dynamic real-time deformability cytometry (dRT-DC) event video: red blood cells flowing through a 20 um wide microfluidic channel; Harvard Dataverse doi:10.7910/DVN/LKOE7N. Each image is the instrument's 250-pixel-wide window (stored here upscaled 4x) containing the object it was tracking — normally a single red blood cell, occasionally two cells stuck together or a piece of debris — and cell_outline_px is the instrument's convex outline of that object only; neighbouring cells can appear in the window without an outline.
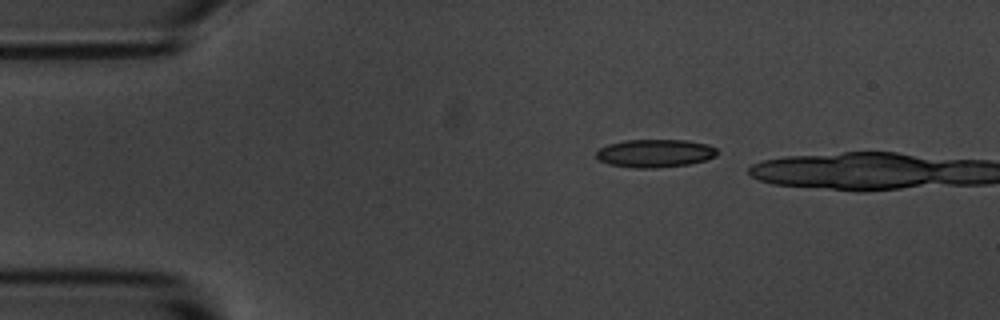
{"species": "common noctule bat (a hibernating species)", "species_latin": "Nyctalus noctula", "temperature_condition": "room temperature", "stored_images_in_passage": 2, "camera_frame_rate_fps": 3000, "um_per_image_px": 0.085, "animal": {"sex": "male", "body_mass_g": 20.1, "forearm_length_mm": 53.5}, "frame": {"image": 1, "passage_image": 1, "time_ms": 0.0, "image_size_px": [1000, 320], "cell_outline_px": [[720, 152], [716, 156], [708, 160], [688, 164], [656, 168], [632, 168], [608, 164], [600, 160], [596, 156], [596, 152], [600, 148], [608, 144], [624, 140], [688, 140], [708, 144], [716, 148]], "centroid_in_image_um": [55.71, 13.03], "position_along_channel_um": 29.3, "area_um2": 20.0}}